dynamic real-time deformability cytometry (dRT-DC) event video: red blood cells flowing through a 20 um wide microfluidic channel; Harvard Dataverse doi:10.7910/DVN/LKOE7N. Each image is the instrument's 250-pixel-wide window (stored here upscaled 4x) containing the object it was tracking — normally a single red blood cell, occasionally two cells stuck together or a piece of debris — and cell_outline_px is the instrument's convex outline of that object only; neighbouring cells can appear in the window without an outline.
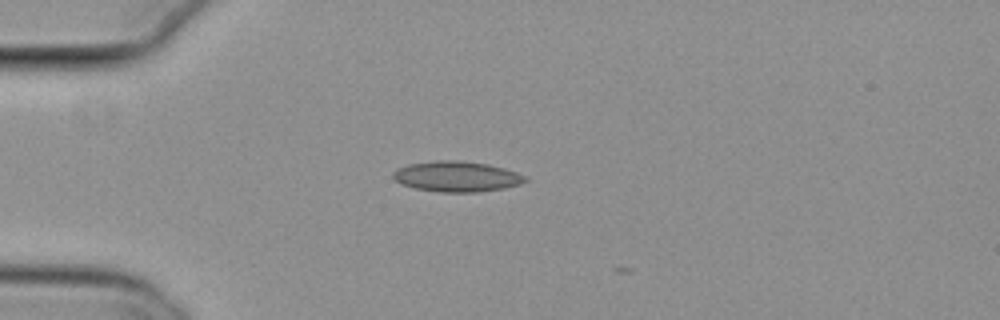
{"species": "common noctule bat (a hibernating species)", "species_latin": "Nyctalus noctula", "temperature_condition": "cold", "stored_images_in_passage": 5, "camera_frame_rate_fps": 3000, "um_per_image_px": 0.085, "animal": {"sex": "female", "body_mass_g": 29.2, "forearm_length_mm": 56.3}, "frame": {"image": 1, "passage_image": 1, "time_ms": 0.0, "image_size_px": [1000, 320], "cell_outline_px": [[528, 180], [520, 184], [504, 188], [476, 192], [440, 192], [416, 188], [400, 184], [392, 176], [392, 172], [396, 168], [408, 164], [432, 160], [460, 160], [488, 164], [504, 168], [528, 176]], "centroid_in_image_um": [38.81, 14.99], "position_along_channel_um": 46.2, "area_um2": 23.7}}